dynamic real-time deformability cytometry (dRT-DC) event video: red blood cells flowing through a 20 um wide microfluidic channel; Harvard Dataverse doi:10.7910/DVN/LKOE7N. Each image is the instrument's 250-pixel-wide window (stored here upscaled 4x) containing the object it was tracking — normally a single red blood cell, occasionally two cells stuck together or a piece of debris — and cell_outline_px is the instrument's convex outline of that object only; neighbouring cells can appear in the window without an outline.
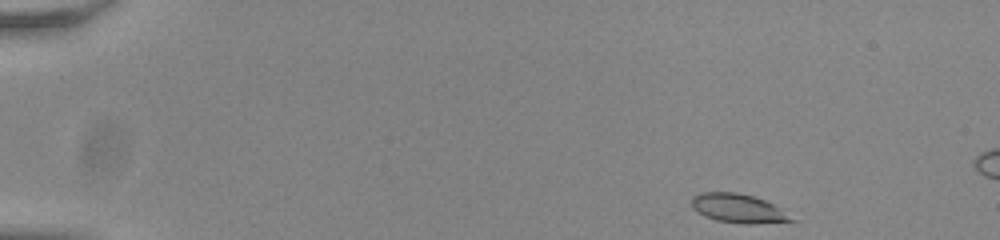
{"species": "common noctule bat (a hibernating species)", "species_latin": "Nyctalus noctula", "temperature_condition": "room temperature", "stored_images_in_passage": 49, "camera_frame_rate_fps": 3000, "um_per_image_px": 0.085, "animal": {"sex": "male", "body_mass_g": 20.0, "forearm_length_mm": 53.3}, "frame": {"image": 1, "passage_image": 1, "time_ms": 0.0, "image_size_px": [1000, 240], "cell_outline_px": [[796, 220], [756, 224], [744, 224], [716, 220], [696, 212], [692, 208], [692, 196], [700, 192], [736, 192], [752, 196], [764, 200], [772, 204]], "centroid_in_image_um": [62.68, 17.71], "position_along_channel_um": 22.3, "area_um2": 16.59}}
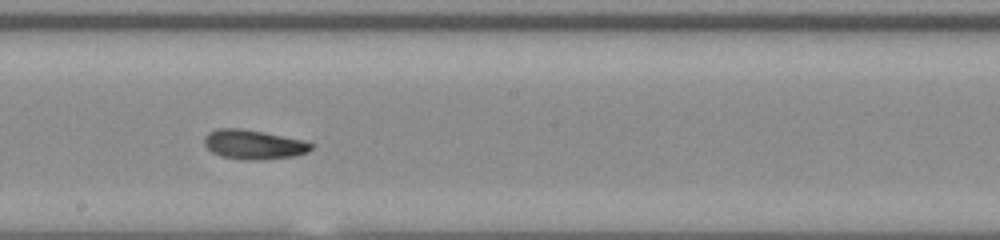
{"frame": {"image": 2, "passage_image": 26, "time_ms": 8.333, "image_size_px": [1000, 240], "cell_outline_px": [[312, 148], [308, 152], [296, 156], [260, 160], [240, 160], [220, 156], [212, 152], [204, 144], [204, 136], [208, 132], [216, 128], [240, 128], [264, 132], [304, 140], [312, 144]], "centroid_in_image_um": [21.53, 12.29], "position_along_channel_um": 226.7, "area_um2": 18.55}}
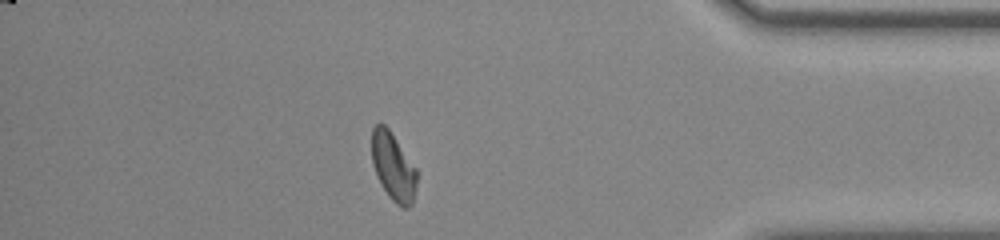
{"frame": {"image": 3, "passage_image": 42, "time_ms": 13.667, "image_size_px": [1000, 240], "cell_outline_px": [[416, 188], [412, 204], [408, 208], [400, 208], [388, 196], [380, 184], [376, 176], [372, 164], [372, 128], [376, 124], [384, 124], [388, 128], [416, 168]], "centroid_in_image_um": [33.41, 14.21], "position_along_channel_um": 401.8, "area_um2": 17.86}}